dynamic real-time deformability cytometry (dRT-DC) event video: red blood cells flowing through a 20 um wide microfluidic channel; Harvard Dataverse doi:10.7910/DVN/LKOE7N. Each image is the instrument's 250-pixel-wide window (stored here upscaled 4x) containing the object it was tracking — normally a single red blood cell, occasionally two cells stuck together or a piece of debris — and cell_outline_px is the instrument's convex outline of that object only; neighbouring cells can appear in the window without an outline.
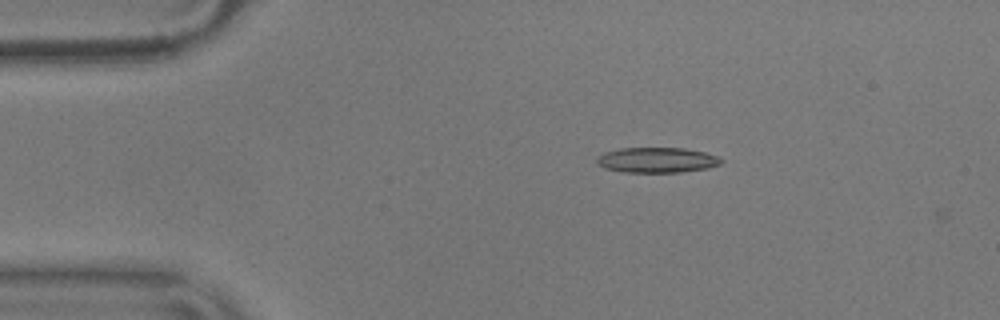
{"species": "common noctule bat (a hibernating species)", "species_latin": "Nyctalus noctula", "temperature_condition": "warm", "stored_images_in_passage": 3, "camera_frame_rate_fps": 3000, "um_per_image_px": 0.085, "animal": {"sex": "male", "body_mass_g": 17.9}, "frame": {"image": 1, "passage_image": 1, "time_ms": 0.0, "image_size_px": [1000, 320], "cell_outline_px": [[724, 160], [720, 164], [708, 168], [680, 172], [624, 172], [604, 168], [596, 164], [596, 160], [604, 152], [620, 148], [684, 148], [704, 152], [720, 156]], "centroid_in_image_um": [55.86, 13.6], "position_along_channel_um": 29.1, "area_um2": 18.38}}